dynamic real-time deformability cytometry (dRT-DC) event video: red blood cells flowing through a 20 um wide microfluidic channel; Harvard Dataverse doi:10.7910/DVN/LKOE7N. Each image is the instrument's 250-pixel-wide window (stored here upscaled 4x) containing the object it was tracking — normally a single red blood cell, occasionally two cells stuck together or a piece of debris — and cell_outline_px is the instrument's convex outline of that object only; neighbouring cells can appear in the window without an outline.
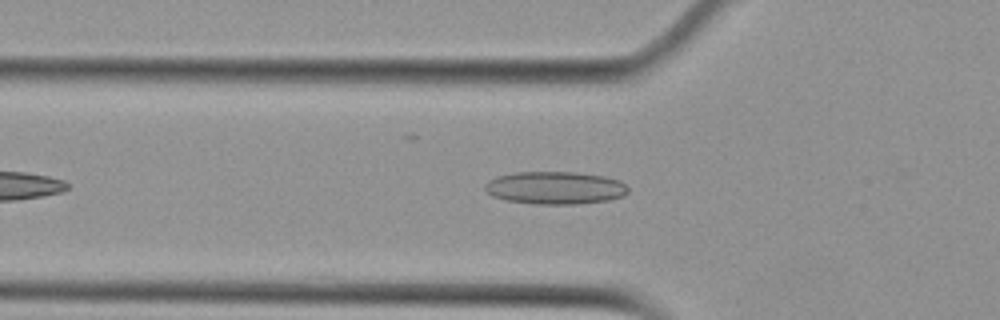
{"species": "Egyptian fruit bat (a non-hibernating species)", "species_latin": "Rousettus aegyptiacus", "temperature_condition": "cold", "stored_images_in_passage": 37, "camera_frame_rate_fps": 3000, "um_per_image_px": 0.085, "animal": {"sex": "female"}, "frame": {"image": 1, "passage_image": 8, "time_ms": 2.333, "image_size_px": [1000, 320], "cell_outline_px": [[624, 192], [620, 196], [600, 200], [512, 200], [500, 196], [492, 192], [496, 180], [504, 176], [528, 172], [560, 172], [596, 176], [612, 180], [620, 184], [624, 188]], "centroid_in_image_um": [47.28, 15.89], "position_along_channel_um": 78.5, "area_um2": 22.43}}
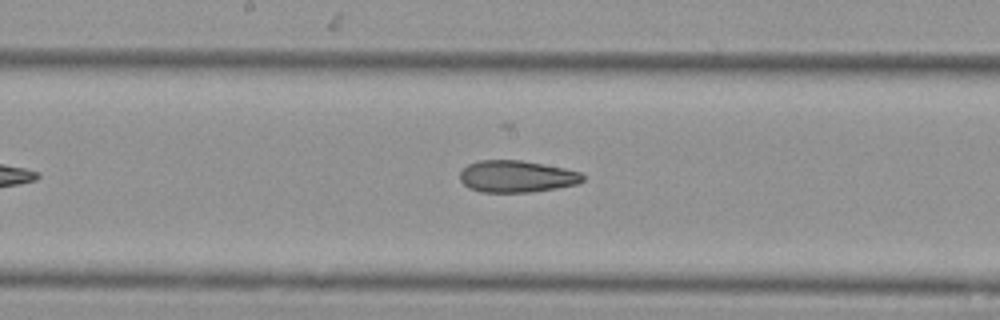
{"frame": {"image": 2, "passage_image": 18, "time_ms": 5.667, "image_size_px": [1000, 320], "cell_outline_px": [[584, 180], [572, 184], [552, 188], [524, 192], [488, 192], [472, 188], [464, 184], [460, 176], [460, 172], [464, 168], [472, 164], [484, 160], [516, 160], [540, 164], [560, 168], [576, 172], [584, 176]], "centroid_in_image_um": [43.87, 14.99], "position_along_channel_um": 204.3, "area_um2": 21.62}}
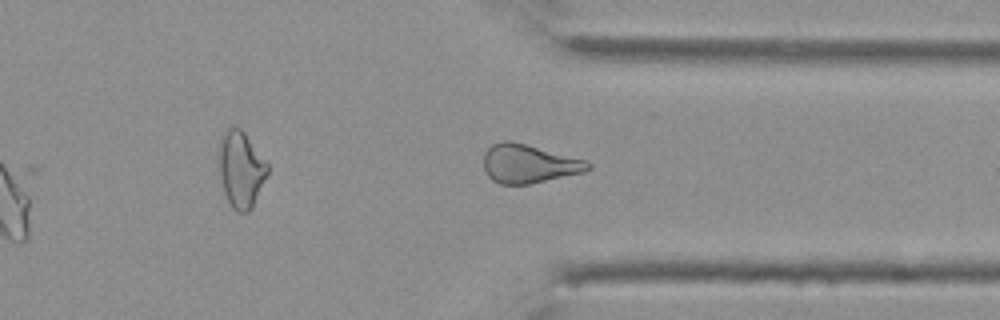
{"frame": {"image": 3, "passage_image": 31, "time_ms": 10.0, "image_size_px": [1000, 320], "cell_outline_px": [[588, 168], [580, 172], [528, 184], [504, 184], [496, 180], [484, 168], [484, 156], [488, 148], [496, 144], [524, 144], [584, 160], [588, 164]], "centroid_in_image_um": [44.93, 13.94], "position_along_channel_um": 366.5, "area_um2": 21.68}, "authors_computed_cell_mechanics": {"area_um2": 21.2126, "velocity_mm_per_s": 3.7503, "shape_relaxation_time_tau1_ms": null, "shape_relaxation_time_tau2_ms": 10.9849, "deformation_change_tau1": null, "deformation_change_tau2": 0.2055}}